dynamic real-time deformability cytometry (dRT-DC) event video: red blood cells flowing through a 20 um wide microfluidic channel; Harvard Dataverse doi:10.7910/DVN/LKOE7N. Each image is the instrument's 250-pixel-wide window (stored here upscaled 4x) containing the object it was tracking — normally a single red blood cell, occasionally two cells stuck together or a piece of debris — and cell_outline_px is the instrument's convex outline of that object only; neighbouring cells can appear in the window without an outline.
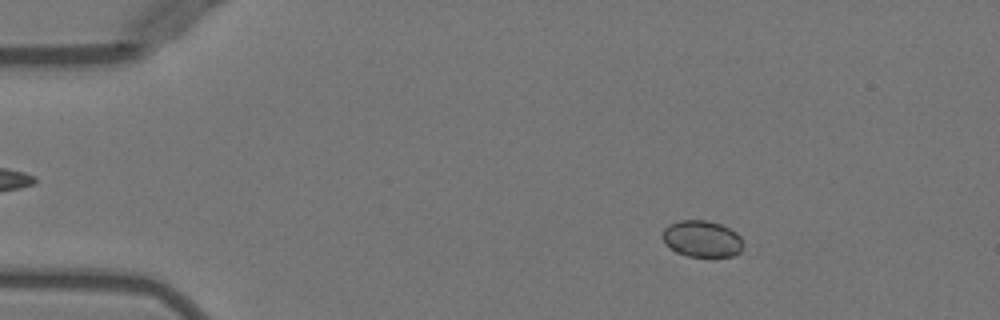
{"species": "Egyptian fruit bat (a non-hibernating species)", "species_latin": "Rousettus aegyptiacus", "temperature_condition": "warm", "stored_images_in_passage": 39, "camera_frame_rate_fps": 3000, "um_per_image_px": 0.085, "animal": {"sex": "female"}, "frame": {"image": 1, "passage_image": 8, "time_ms": 2.333, "image_size_px": [1000, 320], "cell_outline_px": [[748, 252], [736, 256], [688, 256], [676, 252], [664, 244], [660, 236], [664, 228], [668, 224], [680, 220], [704, 220], [720, 224], [736, 232], [740, 236]], "centroid_in_image_um": [59.71, 20.32], "position_along_channel_um": 25.3, "area_um2": 17.74}}